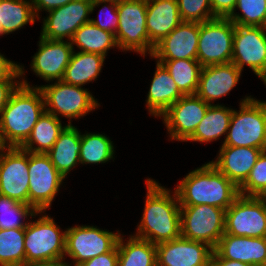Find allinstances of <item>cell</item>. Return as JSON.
<instances>
[{"mask_svg":"<svg viewBox=\"0 0 266 266\" xmlns=\"http://www.w3.org/2000/svg\"><path fill=\"white\" fill-rule=\"evenodd\" d=\"M147 196L141 222L134 235L153 244L170 241L181 236L180 205L174 191L160 186L153 179L146 180Z\"/></svg>","mask_w":266,"mask_h":266,"instance_id":"1","label":"cell"},{"mask_svg":"<svg viewBox=\"0 0 266 266\" xmlns=\"http://www.w3.org/2000/svg\"><path fill=\"white\" fill-rule=\"evenodd\" d=\"M176 187L180 206L207 204L226 211L240 195L239 188L210 162L190 172Z\"/></svg>","mask_w":266,"mask_h":266,"instance_id":"2","label":"cell"},{"mask_svg":"<svg viewBox=\"0 0 266 266\" xmlns=\"http://www.w3.org/2000/svg\"><path fill=\"white\" fill-rule=\"evenodd\" d=\"M44 112L42 91L23 79L0 114L2 135L9 147H20Z\"/></svg>","mask_w":266,"mask_h":266,"instance_id":"3","label":"cell"},{"mask_svg":"<svg viewBox=\"0 0 266 266\" xmlns=\"http://www.w3.org/2000/svg\"><path fill=\"white\" fill-rule=\"evenodd\" d=\"M222 146L254 147L266 150V102L250 96L233 110Z\"/></svg>","mask_w":266,"mask_h":266,"instance_id":"4","label":"cell"},{"mask_svg":"<svg viewBox=\"0 0 266 266\" xmlns=\"http://www.w3.org/2000/svg\"><path fill=\"white\" fill-rule=\"evenodd\" d=\"M66 231H60L47 215L25 228V266L64 260Z\"/></svg>","mask_w":266,"mask_h":266,"instance_id":"5","label":"cell"},{"mask_svg":"<svg viewBox=\"0 0 266 266\" xmlns=\"http://www.w3.org/2000/svg\"><path fill=\"white\" fill-rule=\"evenodd\" d=\"M119 16L115 34L118 48L134 50L145 56L152 55L154 44L149 40L146 27L147 0H126L117 5Z\"/></svg>","mask_w":266,"mask_h":266,"instance_id":"6","label":"cell"},{"mask_svg":"<svg viewBox=\"0 0 266 266\" xmlns=\"http://www.w3.org/2000/svg\"><path fill=\"white\" fill-rule=\"evenodd\" d=\"M181 236L215 249L224 235L225 210L207 204L180 207Z\"/></svg>","mask_w":266,"mask_h":266,"instance_id":"7","label":"cell"},{"mask_svg":"<svg viewBox=\"0 0 266 266\" xmlns=\"http://www.w3.org/2000/svg\"><path fill=\"white\" fill-rule=\"evenodd\" d=\"M235 24L216 17L200 23L197 61L202 67L231 63Z\"/></svg>","mask_w":266,"mask_h":266,"instance_id":"8","label":"cell"},{"mask_svg":"<svg viewBox=\"0 0 266 266\" xmlns=\"http://www.w3.org/2000/svg\"><path fill=\"white\" fill-rule=\"evenodd\" d=\"M224 234L266 238V197L239 195L225 211Z\"/></svg>","mask_w":266,"mask_h":266,"instance_id":"9","label":"cell"},{"mask_svg":"<svg viewBox=\"0 0 266 266\" xmlns=\"http://www.w3.org/2000/svg\"><path fill=\"white\" fill-rule=\"evenodd\" d=\"M45 103V111L57 118L58 114L69 118H80L99 106L95 98L82 86L71 85L62 80L39 87ZM49 107V108H47Z\"/></svg>","mask_w":266,"mask_h":266,"instance_id":"10","label":"cell"},{"mask_svg":"<svg viewBox=\"0 0 266 266\" xmlns=\"http://www.w3.org/2000/svg\"><path fill=\"white\" fill-rule=\"evenodd\" d=\"M29 205L37 212L50 208L65 179L46 153L28 152Z\"/></svg>","mask_w":266,"mask_h":266,"instance_id":"11","label":"cell"},{"mask_svg":"<svg viewBox=\"0 0 266 266\" xmlns=\"http://www.w3.org/2000/svg\"><path fill=\"white\" fill-rule=\"evenodd\" d=\"M231 63L248 65L266 85V27L235 25Z\"/></svg>","mask_w":266,"mask_h":266,"instance_id":"12","label":"cell"},{"mask_svg":"<svg viewBox=\"0 0 266 266\" xmlns=\"http://www.w3.org/2000/svg\"><path fill=\"white\" fill-rule=\"evenodd\" d=\"M120 233L101 230L94 226H75L66 230L65 255L78 266L98 255L110 252L116 245Z\"/></svg>","mask_w":266,"mask_h":266,"instance_id":"13","label":"cell"},{"mask_svg":"<svg viewBox=\"0 0 266 266\" xmlns=\"http://www.w3.org/2000/svg\"><path fill=\"white\" fill-rule=\"evenodd\" d=\"M0 195L29 205L28 152L20 147L0 154Z\"/></svg>","mask_w":266,"mask_h":266,"instance_id":"14","label":"cell"},{"mask_svg":"<svg viewBox=\"0 0 266 266\" xmlns=\"http://www.w3.org/2000/svg\"><path fill=\"white\" fill-rule=\"evenodd\" d=\"M210 104L197 94L184 95L163 114V120L172 140L186 141L195 131Z\"/></svg>","mask_w":266,"mask_h":266,"instance_id":"15","label":"cell"},{"mask_svg":"<svg viewBox=\"0 0 266 266\" xmlns=\"http://www.w3.org/2000/svg\"><path fill=\"white\" fill-rule=\"evenodd\" d=\"M213 250L206 243L180 236L156 244L157 266H211Z\"/></svg>","mask_w":266,"mask_h":266,"instance_id":"16","label":"cell"},{"mask_svg":"<svg viewBox=\"0 0 266 266\" xmlns=\"http://www.w3.org/2000/svg\"><path fill=\"white\" fill-rule=\"evenodd\" d=\"M92 0H73L64 6L49 11L43 21L41 37L50 40L70 41L73 34L83 25L90 22Z\"/></svg>","mask_w":266,"mask_h":266,"instance_id":"17","label":"cell"},{"mask_svg":"<svg viewBox=\"0 0 266 266\" xmlns=\"http://www.w3.org/2000/svg\"><path fill=\"white\" fill-rule=\"evenodd\" d=\"M200 23L182 21L155 44L151 57L158 60H197Z\"/></svg>","mask_w":266,"mask_h":266,"instance_id":"18","label":"cell"},{"mask_svg":"<svg viewBox=\"0 0 266 266\" xmlns=\"http://www.w3.org/2000/svg\"><path fill=\"white\" fill-rule=\"evenodd\" d=\"M73 50L70 41L50 40L40 36L39 50L33 56L31 67L46 82L62 80Z\"/></svg>","mask_w":266,"mask_h":266,"instance_id":"19","label":"cell"},{"mask_svg":"<svg viewBox=\"0 0 266 266\" xmlns=\"http://www.w3.org/2000/svg\"><path fill=\"white\" fill-rule=\"evenodd\" d=\"M263 151L254 147L221 146L217 160L210 163L239 188Z\"/></svg>","mask_w":266,"mask_h":266,"instance_id":"20","label":"cell"},{"mask_svg":"<svg viewBox=\"0 0 266 266\" xmlns=\"http://www.w3.org/2000/svg\"><path fill=\"white\" fill-rule=\"evenodd\" d=\"M241 72L233 63L204 66L196 94L211 105L212 101L224 97L236 86Z\"/></svg>","mask_w":266,"mask_h":266,"instance_id":"21","label":"cell"},{"mask_svg":"<svg viewBox=\"0 0 266 266\" xmlns=\"http://www.w3.org/2000/svg\"><path fill=\"white\" fill-rule=\"evenodd\" d=\"M214 250L224 259L251 266L266 264V238L224 234Z\"/></svg>","mask_w":266,"mask_h":266,"instance_id":"22","label":"cell"},{"mask_svg":"<svg viewBox=\"0 0 266 266\" xmlns=\"http://www.w3.org/2000/svg\"><path fill=\"white\" fill-rule=\"evenodd\" d=\"M181 22L177 0H147L146 27L154 45Z\"/></svg>","mask_w":266,"mask_h":266,"instance_id":"23","label":"cell"},{"mask_svg":"<svg viewBox=\"0 0 266 266\" xmlns=\"http://www.w3.org/2000/svg\"><path fill=\"white\" fill-rule=\"evenodd\" d=\"M152 79L146 105L151 115L162 114L184 95L179 91L167 69L159 62Z\"/></svg>","mask_w":266,"mask_h":266,"instance_id":"24","label":"cell"},{"mask_svg":"<svg viewBox=\"0 0 266 266\" xmlns=\"http://www.w3.org/2000/svg\"><path fill=\"white\" fill-rule=\"evenodd\" d=\"M81 133L71 124L59 135L53 147L46 153L57 171L65 178L80 163Z\"/></svg>","mask_w":266,"mask_h":266,"instance_id":"25","label":"cell"},{"mask_svg":"<svg viewBox=\"0 0 266 266\" xmlns=\"http://www.w3.org/2000/svg\"><path fill=\"white\" fill-rule=\"evenodd\" d=\"M105 57L95 53L73 51L62 81L76 86L92 82L101 72Z\"/></svg>","mask_w":266,"mask_h":266,"instance_id":"26","label":"cell"},{"mask_svg":"<svg viewBox=\"0 0 266 266\" xmlns=\"http://www.w3.org/2000/svg\"><path fill=\"white\" fill-rule=\"evenodd\" d=\"M67 126L63 127L60 118L45 111L20 148L32 153H47ZM34 144L37 147H33Z\"/></svg>","mask_w":266,"mask_h":266,"instance_id":"27","label":"cell"},{"mask_svg":"<svg viewBox=\"0 0 266 266\" xmlns=\"http://www.w3.org/2000/svg\"><path fill=\"white\" fill-rule=\"evenodd\" d=\"M233 109L222 105H210L202 121L194 133L186 140L198 142H211L226 134L229 128Z\"/></svg>","mask_w":266,"mask_h":266,"instance_id":"28","label":"cell"},{"mask_svg":"<svg viewBox=\"0 0 266 266\" xmlns=\"http://www.w3.org/2000/svg\"><path fill=\"white\" fill-rule=\"evenodd\" d=\"M118 266H157L156 244L131 236L124 244L120 234L117 241Z\"/></svg>","mask_w":266,"mask_h":266,"instance_id":"29","label":"cell"},{"mask_svg":"<svg viewBox=\"0 0 266 266\" xmlns=\"http://www.w3.org/2000/svg\"><path fill=\"white\" fill-rule=\"evenodd\" d=\"M71 45L74 44L82 52H89L106 57L107 51L118 47L115 35L98 28L91 22L83 24L72 36Z\"/></svg>","mask_w":266,"mask_h":266,"instance_id":"30","label":"cell"},{"mask_svg":"<svg viewBox=\"0 0 266 266\" xmlns=\"http://www.w3.org/2000/svg\"><path fill=\"white\" fill-rule=\"evenodd\" d=\"M169 72L183 95L196 94L202 66L197 60H157Z\"/></svg>","mask_w":266,"mask_h":266,"instance_id":"31","label":"cell"},{"mask_svg":"<svg viewBox=\"0 0 266 266\" xmlns=\"http://www.w3.org/2000/svg\"><path fill=\"white\" fill-rule=\"evenodd\" d=\"M36 16L32 2L27 0H0L1 35L19 30L27 23L34 24Z\"/></svg>","mask_w":266,"mask_h":266,"instance_id":"32","label":"cell"},{"mask_svg":"<svg viewBox=\"0 0 266 266\" xmlns=\"http://www.w3.org/2000/svg\"><path fill=\"white\" fill-rule=\"evenodd\" d=\"M25 229L0 230V265L25 266Z\"/></svg>","mask_w":266,"mask_h":266,"instance_id":"33","label":"cell"},{"mask_svg":"<svg viewBox=\"0 0 266 266\" xmlns=\"http://www.w3.org/2000/svg\"><path fill=\"white\" fill-rule=\"evenodd\" d=\"M114 146L109 137L102 134L86 133L81 135V164L105 163L113 158Z\"/></svg>","mask_w":266,"mask_h":266,"instance_id":"34","label":"cell"},{"mask_svg":"<svg viewBox=\"0 0 266 266\" xmlns=\"http://www.w3.org/2000/svg\"><path fill=\"white\" fill-rule=\"evenodd\" d=\"M38 213L28 204H23L7 196L0 195V230L25 229L28 222H22L27 216H36ZM22 218V219H21Z\"/></svg>","mask_w":266,"mask_h":266,"instance_id":"35","label":"cell"},{"mask_svg":"<svg viewBox=\"0 0 266 266\" xmlns=\"http://www.w3.org/2000/svg\"><path fill=\"white\" fill-rule=\"evenodd\" d=\"M237 7L242 15L233 12L228 17L235 25L266 27V0H237Z\"/></svg>","mask_w":266,"mask_h":266,"instance_id":"36","label":"cell"},{"mask_svg":"<svg viewBox=\"0 0 266 266\" xmlns=\"http://www.w3.org/2000/svg\"><path fill=\"white\" fill-rule=\"evenodd\" d=\"M239 193L243 196L266 197V150L261 153L246 181L239 187Z\"/></svg>","mask_w":266,"mask_h":266,"instance_id":"37","label":"cell"},{"mask_svg":"<svg viewBox=\"0 0 266 266\" xmlns=\"http://www.w3.org/2000/svg\"><path fill=\"white\" fill-rule=\"evenodd\" d=\"M182 21L203 23L216 18L210 0H177Z\"/></svg>","mask_w":266,"mask_h":266,"instance_id":"38","label":"cell"},{"mask_svg":"<svg viewBox=\"0 0 266 266\" xmlns=\"http://www.w3.org/2000/svg\"><path fill=\"white\" fill-rule=\"evenodd\" d=\"M111 3V5H110ZM109 7L107 6H103L100 13L99 14V19L95 20V19H90V22L93 23L94 25H96L98 28L103 29L104 31H108L110 33H113L114 35L116 34L117 30H118V24H119V16L117 13V5L116 3L113 2H109ZM110 8V11L108 12L109 14L107 15L108 17L106 18V22H104L103 20H101V16L103 12V9H107ZM103 16V15H102Z\"/></svg>","mask_w":266,"mask_h":266,"instance_id":"39","label":"cell"},{"mask_svg":"<svg viewBox=\"0 0 266 266\" xmlns=\"http://www.w3.org/2000/svg\"><path fill=\"white\" fill-rule=\"evenodd\" d=\"M23 70V66L7 60L0 54V82H18L15 79L23 76Z\"/></svg>","mask_w":266,"mask_h":266,"instance_id":"40","label":"cell"},{"mask_svg":"<svg viewBox=\"0 0 266 266\" xmlns=\"http://www.w3.org/2000/svg\"><path fill=\"white\" fill-rule=\"evenodd\" d=\"M78 266H118L117 245L110 252L98 255Z\"/></svg>","mask_w":266,"mask_h":266,"instance_id":"41","label":"cell"},{"mask_svg":"<svg viewBox=\"0 0 266 266\" xmlns=\"http://www.w3.org/2000/svg\"><path fill=\"white\" fill-rule=\"evenodd\" d=\"M215 17L228 18L234 11L237 0H210Z\"/></svg>","mask_w":266,"mask_h":266,"instance_id":"42","label":"cell"},{"mask_svg":"<svg viewBox=\"0 0 266 266\" xmlns=\"http://www.w3.org/2000/svg\"><path fill=\"white\" fill-rule=\"evenodd\" d=\"M72 1L73 0H30V2H32L33 10L37 19H39V15L37 13H39L40 10L43 9L49 12Z\"/></svg>","mask_w":266,"mask_h":266,"instance_id":"43","label":"cell"},{"mask_svg":"<svg viewBox=\"0 0 266 266\" xmlns=\"http://www.w3.org/2000/svg\"><path fill=\"white\" fill-rule=\"evenodd\" d=\"M18 84V85H17ZM21 84L19 82H0V114L2 109L9 102V99L17 87Z\"/></svg>","mask_w":266,"mask_h":266,"instance_id":"44","label":"cell"},{"mask_svg":"<svg viewBox=\"0 0 266 266\" xmlns=\"http://www.w3.org/2000/svg\"><path fill=\"white\" fill-rule=\"evenodd\" d=\"M211 266H251V265L240 261L224 259L215 250H213Z\"/></svg>","mask_w":266,"mask_h":266,"instance_id":"45","label":"cell"},{"mask_svg":"<svg viewBox=\"0 0 266 266\" xmlns=\"http://www.w3.org/2000/svg\"><path fill=\"white\" fill-rule=\"evenodd\" d=\"M65 260H59L54 262H46V263H39V264H29L27 266H70L71 264H68L64 262Z\"/></svg>","mask_w":266,"mask_h":266,"instance_id":"46","label":"cell"},{"mask_svg":"<svg viewBox=\"0 0 266 266\" xmlns=\"http://www.w3.org/2000/svg\"><path fill=\"white\" fill-rule=\"evenodd\" d=\"M123 1L126 0H92V5H91V13L93 12L94 8L98 5H101V3L106 4V2H113L116 4L122 3Z\"/></svg>","mask_w":266,"mask_h":266,"instance_id":"47","label":"cell"},{"mask_svg":"<svg viewBox=\"0 0 266 266\" xmlns=\"http://www.w3.org/2000/svg\"><path fill=\"white\" fill-rule=\"evenodd\" d=\"M9 148V145L5 142L3 135H2V129L0 125V154L4 151H6Z\"/></svg>","mask_w":266,"mask_h":266,"instance_id":"48","label":"cell"}]
</instances>
